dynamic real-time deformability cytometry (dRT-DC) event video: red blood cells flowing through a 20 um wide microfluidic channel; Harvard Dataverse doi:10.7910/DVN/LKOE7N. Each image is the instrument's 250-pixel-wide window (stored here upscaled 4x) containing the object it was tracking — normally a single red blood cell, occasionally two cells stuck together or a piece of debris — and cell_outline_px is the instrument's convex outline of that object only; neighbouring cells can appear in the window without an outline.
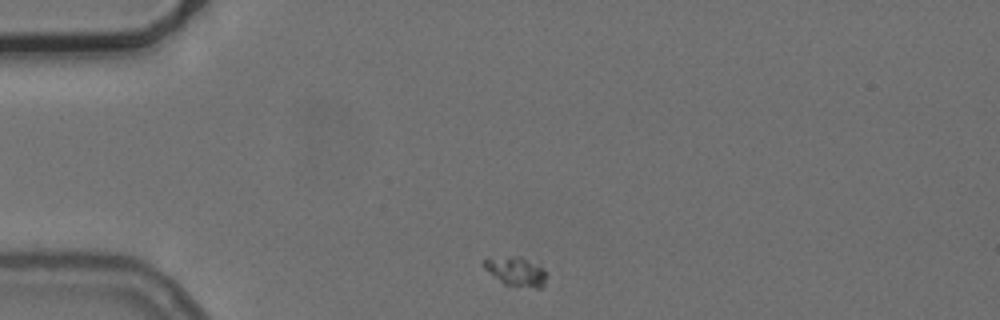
{"species": "common noctule bat (a hibernating species)", "species_latin": "Nyctalus noctula", "temperature_condition": "cold", "stored_images_in_passage": 2, "camera_frame_rate_fps": 3000, "um_per_image_px": 0.085, "animal": {"sex": "female", "body_mass_g": 24.6, "forearm_length_mm": 56.2}, "frame": {"image": 1, "passage_image": 1, "time_ms": 0.0, "image_size_px": [1000, 320], "cell_outline_px": [[548, 276], [544, 288], [536, 288], [504, 284], [484, 268], [484, 260], [488, 256], [520, 256], [544, 268], [548, 272]], "centroid_in_image_um": [43.91, 23.06], "position_along_channel_um": 41.1, "area_um2": 10.92}}